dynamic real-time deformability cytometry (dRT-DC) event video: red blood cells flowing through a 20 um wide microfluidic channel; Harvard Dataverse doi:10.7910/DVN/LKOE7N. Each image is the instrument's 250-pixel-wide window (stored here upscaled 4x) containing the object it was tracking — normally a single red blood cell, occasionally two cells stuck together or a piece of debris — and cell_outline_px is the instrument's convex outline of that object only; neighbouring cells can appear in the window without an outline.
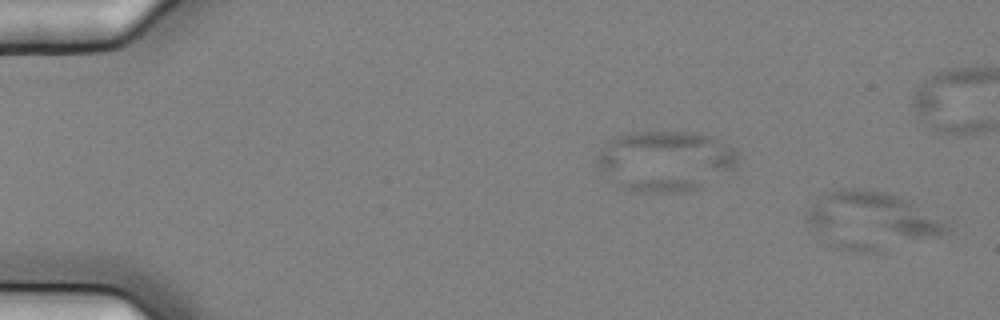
{"species": "common noctule bat (a hibernating species)", "species_latin": "Nyctalus noctula", "temperature_condition": "cold", "stored_images_in_passage": 16, "camera_frame_rate_fps": 3000, "um_per_image_px": 0.085, "animal": {"sex": "female", "body_mass_g": 25.1}, "frame": {"image": 1, "passage_image": 1, "time_ms": 0.0, "image_size_px": [1000, 320], "cell_outline_px": [[956, 224], [948, 232], [940, 236], [912, 236], [808, 228], [804, 216], [804, 212], [816, 196], [832, 188], [860, 188], [888, 192], [908, 200], [952, 220]], "centroid_in_image_um": [74.25, 18.19], "position_along_channel_um": 10.7, "area_um2": 37.34}}